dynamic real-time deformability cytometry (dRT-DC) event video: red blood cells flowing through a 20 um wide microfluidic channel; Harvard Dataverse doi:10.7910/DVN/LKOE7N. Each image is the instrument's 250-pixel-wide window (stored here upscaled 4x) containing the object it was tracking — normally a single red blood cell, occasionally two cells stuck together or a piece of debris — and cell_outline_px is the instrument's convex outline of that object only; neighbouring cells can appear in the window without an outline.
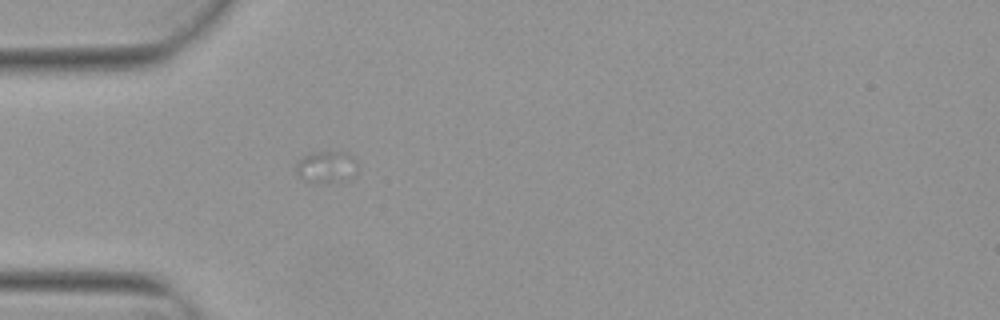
{"species": "Egyptian fruit bat (a non-hibernating species)", "species_latin": "Rousettus aegyptiacus", "temperature_condition": "warm", "stored_images_in_passage": 1, "camera_frame_rate_fps": 3000, "um_per_image_px": 0.085, "animal": {"sex": "female"}, "frame": {"image": 1, "passage_image": 1, "time_ms": 0.0, "image_size_px": [1000, 320], "cell_outline_px": [[356, 172], [348, 180], [328, 184], [316, 184], [304, 180], [296, 172], [296, 164], [304, 156], [312, 152], [348, 152], [356, 160]], "centroid_in_image_um": [27.76, 14.23], "position_along_channel_um": 57.2, "area_um2": 11.68}}